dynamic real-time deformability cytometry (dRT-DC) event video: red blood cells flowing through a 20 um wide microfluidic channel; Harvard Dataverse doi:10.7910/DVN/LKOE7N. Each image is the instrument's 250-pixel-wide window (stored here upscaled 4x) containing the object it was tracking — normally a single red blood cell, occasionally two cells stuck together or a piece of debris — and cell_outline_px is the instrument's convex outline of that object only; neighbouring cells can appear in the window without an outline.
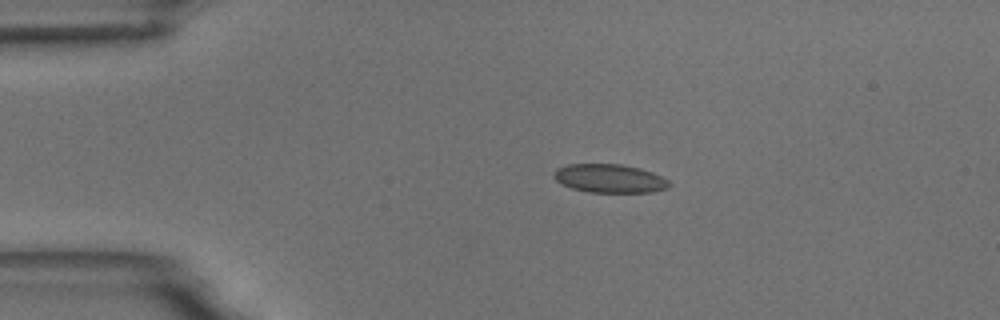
{"species": "common noctule bat (a hibernating species)", "species_latin": "Nyctalus noctula", "temperature_condition": "room temperature", "stored_images_in_passage": 22, "camera_frame_rate_fps": 3000, "um_per_image_px": 0.085, "animal": {"sex": "male", "body_mass_g": 18.8}, "frame": {"image": 1, "passage_image": 11, "time_ms": 3.333, "image_size_px": [1000, 320], "cell_outline_px": [[672, 184], [668, 188], [652, 192], [588, 192], [572, 188], [556, 180], [552, 176], [552, 172], [556, 168], [568, 164], [620, 164], [640, 168], [652, 172], [668, 180]], "centroid_in_image_um": [51.81, 15.16], "position_along_channel_um": 33.2, "area_um2": 19.25}}